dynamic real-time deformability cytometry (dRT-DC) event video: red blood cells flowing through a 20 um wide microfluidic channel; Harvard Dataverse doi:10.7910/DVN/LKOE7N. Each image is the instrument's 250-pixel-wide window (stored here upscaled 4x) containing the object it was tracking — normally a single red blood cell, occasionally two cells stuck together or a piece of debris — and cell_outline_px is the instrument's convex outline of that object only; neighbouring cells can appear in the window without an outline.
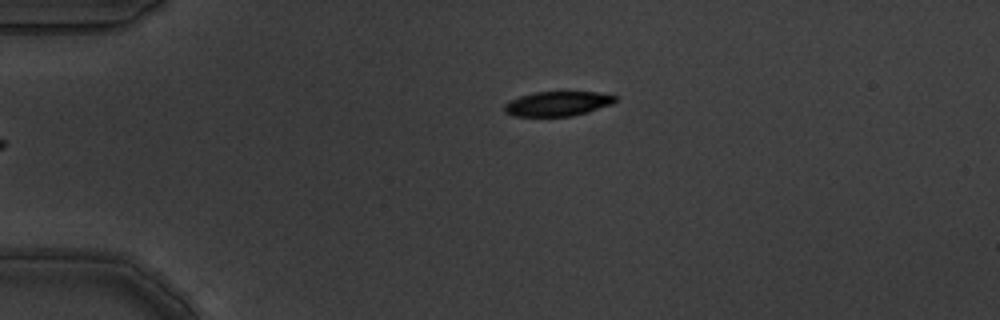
{"species": "common noctule bat (a hibernating species)", "species_latin": "Nyctalus noctula", "temperature_condition": "warm", "stored_images_in_passage": 6, "camera_frame_rate_fps": 3000, "um_per_image_px": 0.085, "animal": {"sex": "male", "body_mass_g": 19.5, "forearm_length_mm": 54.6}, "frame": {"image": 1, "passage_image": 6, "time_ms": 1.667, "image_size_px": [1000, 320], "cell_outline_px": [[616, 100], [612, 104], [588, 112], [572, 116], [512, 116], [504, 112], [504, 104], [508, 100], [532, 92], [596, 92], [616, 96]], "centroid_in_image_um": [47.35, 8.81], "position_along_channel_um": 37.7, "area_um2": 16.01}}